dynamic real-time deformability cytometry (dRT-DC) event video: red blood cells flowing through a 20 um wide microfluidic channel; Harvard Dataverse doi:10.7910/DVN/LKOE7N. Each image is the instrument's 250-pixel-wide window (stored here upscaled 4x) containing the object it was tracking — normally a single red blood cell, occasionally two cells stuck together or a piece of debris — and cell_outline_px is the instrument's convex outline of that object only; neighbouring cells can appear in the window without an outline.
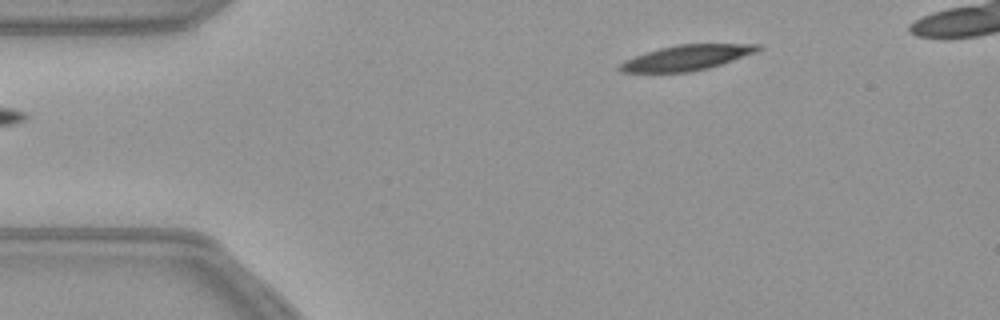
{"species": "common noctule bat (a hibernating species)", "species_latin": "Nyctalus noctula", "temperature_condition": "warm", "stored_images_in_passage": 43, "camera_frame_rate_fps": 3000, "um_per_image_px": 0.085, "animal": {"sex": "female", "body_mass_g": 21.9}, "frame": {"image": 1, "passage_image": 1, "time_ms": 0.0, "image_size_px": [1000, 320], "cell_outline_px": [[764, 48], [756, 52], [708, 68], [692, 72], [620, 72], [616, 68], [624, 60], [660, 48], [676, 44], [760, 44]], "centroid_in_image_um": [58.36, 4.9], "position_along_channel_um": 26.6, "area_um2": 20.17}}
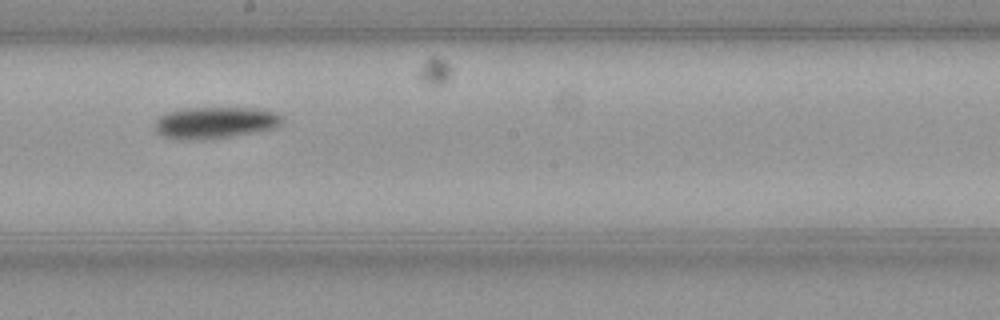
{"frame": {"image": 2, "passage_image": 22, "time_ms": 7.0, "image_size_px": [1000, 320], "cell_outline_px": [[284, 120], [276, 128], [204, 140], [180, 140], [164, 136], [156, 132], [156, 120], [164, 112], [188, 108], [256, 108], [276, 112], [284, 116]], "centroid_in_image_um": [18.29, 10.42], "position_along_channel_um": 229.9, "area_um2": 23.52}}
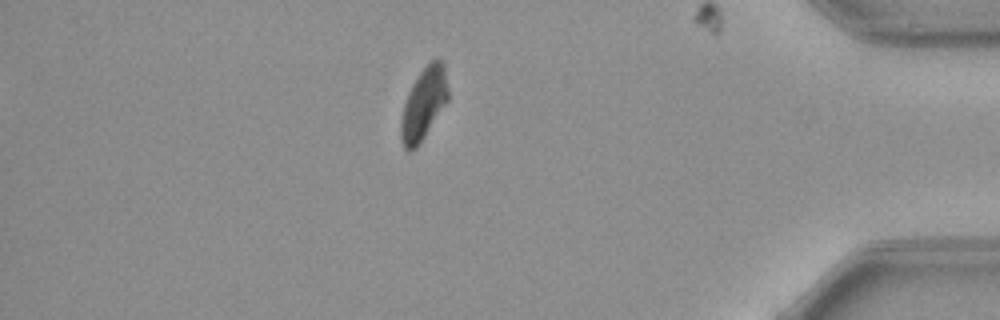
{"frame": {"image": 3, "passage_image": 39, "time_ms": 12.667, "image_size_px": [1000, 320], "cell_outline_px": [[448, 100], [420, 144], [416, 148], [408, 152], [404, 148], [400, 140], [400, 120], [404, 104], [408, 92], [412, 84], [420, 72], [432, 60], [440, 60], [444, 64], [448, 88]], "centroid_in_image_um": [35.99, 8.87], "position_along_channel_um": 399.2, "area_um2": 19.77}}